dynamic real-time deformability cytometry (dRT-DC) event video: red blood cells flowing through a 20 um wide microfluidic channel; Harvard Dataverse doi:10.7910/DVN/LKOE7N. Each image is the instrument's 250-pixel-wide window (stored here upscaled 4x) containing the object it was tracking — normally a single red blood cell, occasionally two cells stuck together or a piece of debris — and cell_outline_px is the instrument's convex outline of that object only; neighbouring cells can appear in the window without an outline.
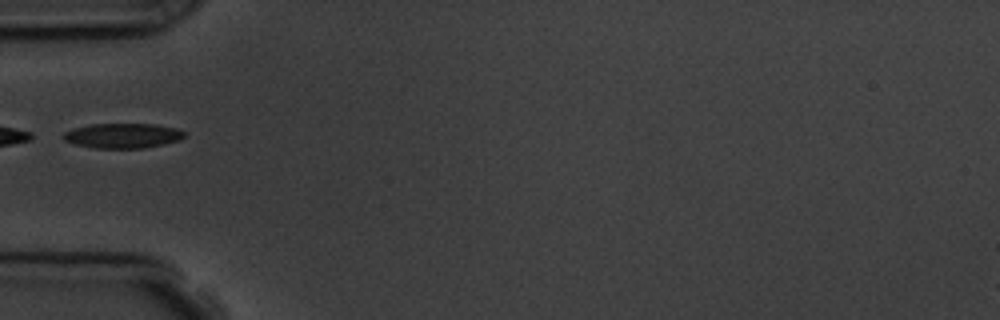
{"species": "common noctule bat (a hibernating species)", "species_latin": "Nyctalus noctula", "temperature_condition": "room temperature", "stored_images_in_passage": 3, "camera_frame_rate_fps": 3000, "um_per_image_px": 0.085, "animal": {"sex": "male", "body_mass_g": 19.5, "forearm_length_mm": 54.6}, "frame": {"image": 1, "passage_image": 2, "time_ms": 1.0, "image_size_px": [1000, 320], "cell_outline_px": [[184, 136], [180, 140], [164, 144], [144, 148], [96, 148], [76, 144], [64, 140], [60, 136], [64, 132], [72, 128], [92, 124], [156, 124], [180, 128], [184, 132]], "centroid_in_image_um": [10.44, 11.52], "position_along_channel_um": 74.6, "area_um2": 17.69}}